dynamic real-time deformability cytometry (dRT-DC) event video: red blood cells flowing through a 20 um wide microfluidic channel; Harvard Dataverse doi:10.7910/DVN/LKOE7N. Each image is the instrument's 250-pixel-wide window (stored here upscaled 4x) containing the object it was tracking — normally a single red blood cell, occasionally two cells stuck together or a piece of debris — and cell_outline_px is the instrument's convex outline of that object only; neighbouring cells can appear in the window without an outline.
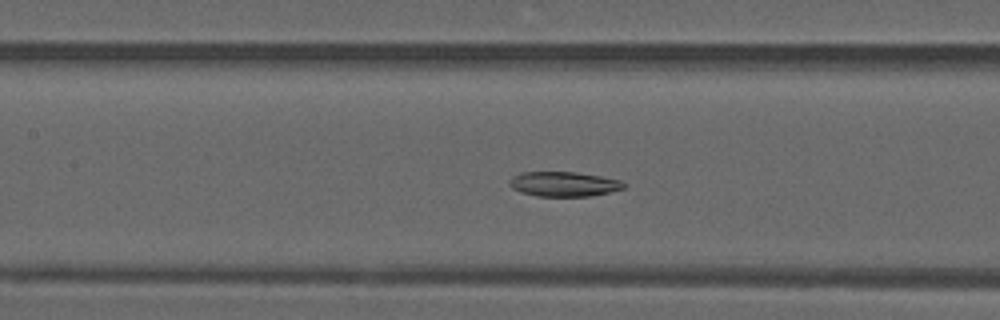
{"species": "common noctule bat (a hibernating species)", "species_latin": "Nyctalus noctula", "temperature_condition": "warm", "stored_images_in_passage": 49, "camera_frame_rate_fps": 3000, "um_per_image_px": 0.085, "animal": {"sex": "male", "forearm_length_mm": 52.5}, "frame": {"image": 1, "passage_image": 22, "time_ms": 7.0, "image_size_px": [1000, 320], "cell_outline_px": [[624, 188], [592, 196], [536, 196], [520, 192], [512, 188], [508, 184], [508, 180], [512, 176], [520, 172], [576, 172], [600, 176], [620, 180], [624, 184]], "centroid_in_image_um": [47.86, 15.64], "position_along_channel_um": 159.5, "area_um2": 16.53}}
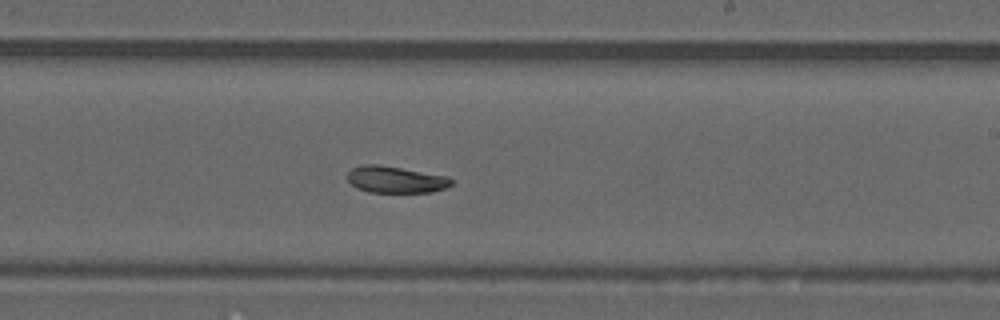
{"frame": {"image": 2, "passage_image": 29, "time_ms": 9.333, "image_size_px": [1000, 320], "cell_outline_px": [[452, 184], [444, 188], [432, 192], [368, 192], [356, 188], [348, 180], [348, 172], [352, 168], [364, 164], [380, 164], [448, 176], [452, 180]], "centroid_in_image_um": [33.62, 15.25], "position_along_channel_um": 255.4, "area_um2": 16.18}}
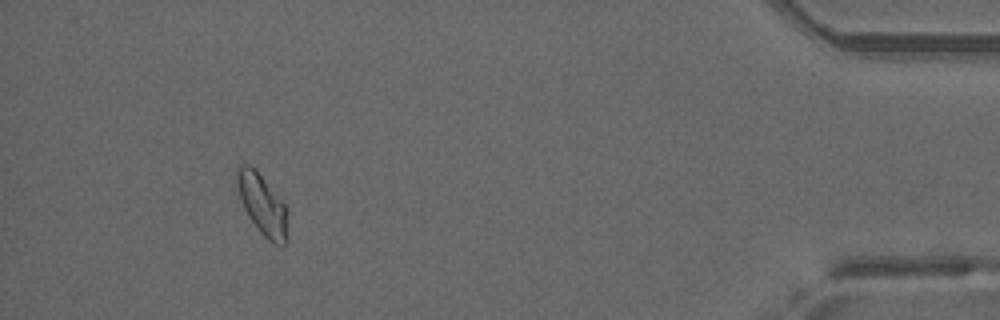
{"frame": {"image": 3, "passage_image": 45, "time_ms": 14.667, "image_size_px": [1000, 320], "cell_outline_px": [[288, 236], [284, 244], [272, 244], [260, 232], [248, 216], [240, 200], [236, 188], [236, 172], [240, 164], [248, 164], [260, 176], [284, 204]], "centroid_in_image_um": [22.25, 17.42], "position_along_channel_um": 412.9, "area_um2": 17.4}}